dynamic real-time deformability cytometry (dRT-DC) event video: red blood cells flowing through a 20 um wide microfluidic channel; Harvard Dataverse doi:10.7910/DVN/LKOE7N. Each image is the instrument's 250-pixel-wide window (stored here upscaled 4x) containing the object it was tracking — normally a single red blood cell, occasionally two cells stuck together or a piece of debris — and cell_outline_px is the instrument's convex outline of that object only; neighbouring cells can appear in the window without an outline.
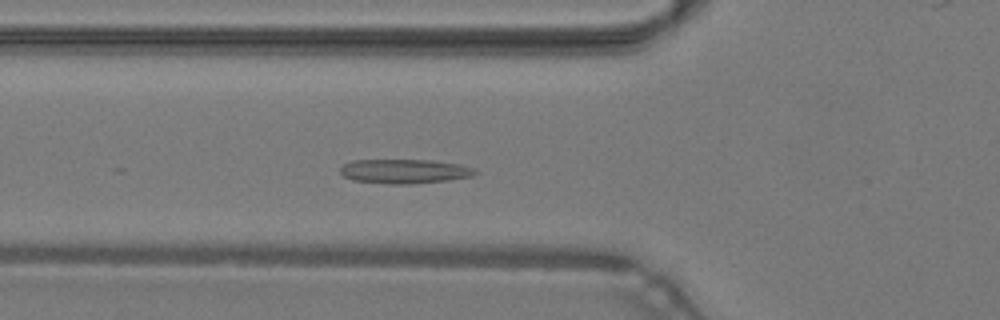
{"species": "common noctule bat (a hibernating species)", "species_latin": "Nyctalus noctula", "temperature_condition": "warm", "stored_images_in_passage": 44, "segment_of_instrument_passage": [1, 2], "camera_frame_rate_fps": 3000, "um_per_image_px": 0.085, "animal": {"sex": "male", "body_mass_g": 19.2, "forearm_length_mm": 51.8}, "frame": {"image": 1, "passage_image": 12, "time_ms": 3.667, "image_size_px": [1000, 320], "cell_outline_px": [[480, 172], [472, 176], [448, 180], [408, 184], [388, 184], [352, 180], [344, 176], [340, 172], [340, 168], [344, 164], [352, 160], [432, 160], [460, 164], [476, 168]], "centroid_in_image_um": [34.41, 14.55], "position_along_channel_um": 91.4, "area_um2": 19.25}}
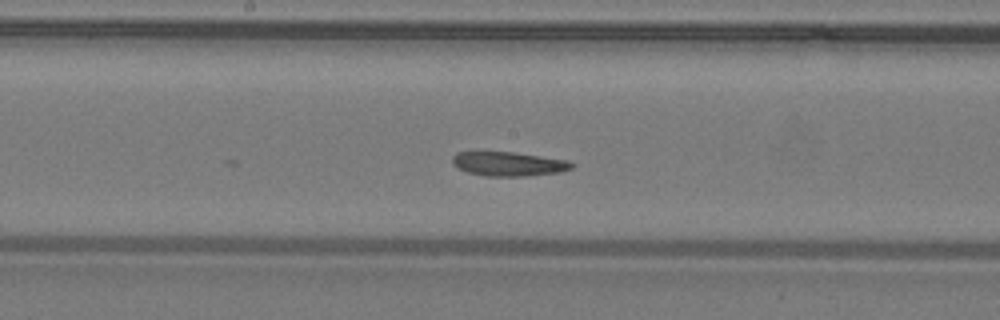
{"frame": {"image": 2, "passage_image": 20, "time_ms": 6.333, "image_size_px": [1000, 320], "cell_outline_px": [[576, 164], [572, 168], [560, 172], [528, 176], [488, 176], [468, 172], [452, 164], [452, 156], [456, 152], [512, 152], [568, 160]], "centroid_in_image_um": [43.25, 13.93], "position_along_channel_um": 204.9, "area_um2": 16.76}}
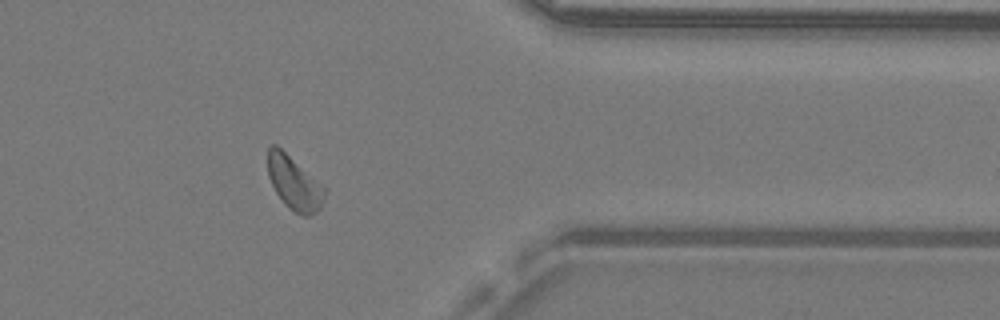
{"frame": {"image": 3, "passage_image": 34, "time_ms": 11.0, "image_size_px": [1000, 320], "cell_outline_px": [[328, 188], [320, 208], [312, 216], [304, 216], [288, 208], [284, 204], [276, 192], [268, 176], [268, 148], [272, 144], [276, 144]], "centroid_in_image_um": [25.04, 15.56], "position_along_channel_um": 386.4, "area_um2": 17.98}}